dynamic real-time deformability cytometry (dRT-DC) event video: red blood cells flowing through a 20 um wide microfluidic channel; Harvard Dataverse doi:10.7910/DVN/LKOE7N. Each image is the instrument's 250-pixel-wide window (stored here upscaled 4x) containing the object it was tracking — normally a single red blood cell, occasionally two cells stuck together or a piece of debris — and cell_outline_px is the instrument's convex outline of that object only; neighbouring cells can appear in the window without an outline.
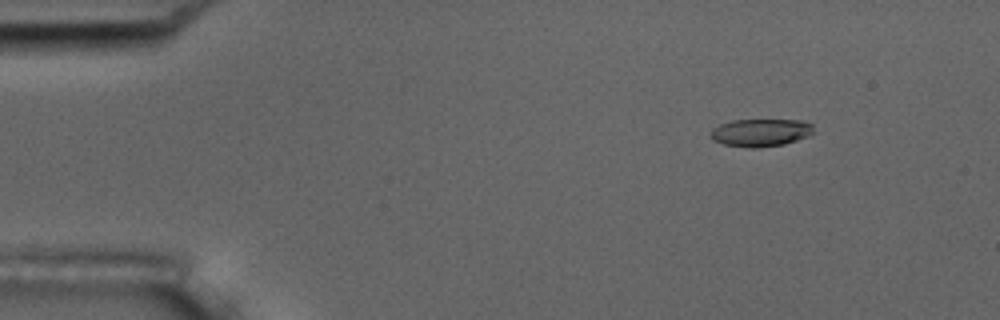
{"species": "common noctule bat (a hibernating species)", "species_latin": "Nyctalus noctula", "temperature_condition": "room temperature", "stored_images_in_passage": 7, "camera_frame_rate_fps": 3000, "um_per_image_px": 0.085, "animal": {"sex": "male", "body_mass_g": 17.5, "forearm_length_mm": 52.3}, "frame": {"image": 1, "passage_image": 2, "time_ms": 1.333, "image_size_px": [1000, 320], "cell_outline_px": [[812, 132], [808, 136], [784, 144], [756, 148], [748, 148], [724, 144], [712, 140], [708, 136], [712, 128], [720, 124], [732, 120], [804, 120], [812, 124]], "centroid_in_image_um": [64.6, 11.27], "position_along_channel_um": 20.4, "area_um2": 16.7}}